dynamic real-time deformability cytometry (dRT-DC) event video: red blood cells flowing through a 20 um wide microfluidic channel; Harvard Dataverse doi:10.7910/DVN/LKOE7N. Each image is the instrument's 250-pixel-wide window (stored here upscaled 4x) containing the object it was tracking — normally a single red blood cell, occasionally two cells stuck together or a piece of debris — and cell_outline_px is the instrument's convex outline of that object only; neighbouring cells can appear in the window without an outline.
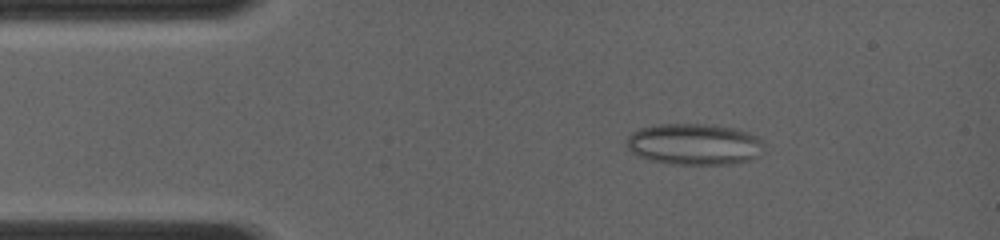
{"species": "common noctule bat (a hibernating species)", "species_latin": "Nyctalus noctula", "temperature_condition": "room temperature", "stored_images_in_passage": 7, "camera_frame_rate_fps": 4000, "um_per_image_px": 0.085, "animal": {"sex": "female", "body_mass_g": 19.0, "forearm_length_mm": 56.7}, "frame": {"image": 1, "passage_image": 1, "time_ms": 0.0, "image_size_px": [1000, 240], "cell_outline_px": [[764, 152], [752, 160], [732, 164], [672, 164], [652, 160], [636, 156], [628, 148], [628, 136], [632, 132], [640, 128], [656, 124], [712, 124], [736, 128], [748, 132], [756, 136], [764, 144]], "centroid_in_image_um": [59.05, 12.26], "position_along_channel_um": 25.9, "area_um2": 33.41}}
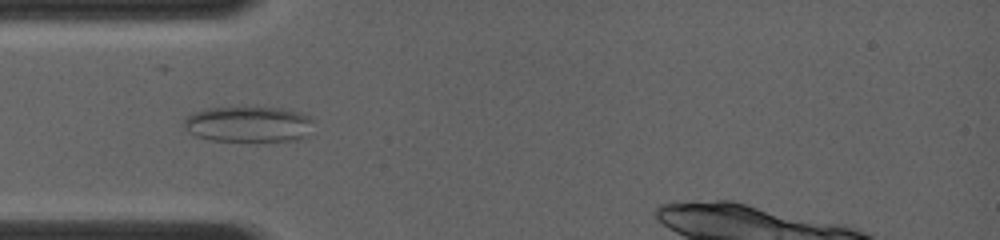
{"frame": {"image": 2, "passage_image": 4, "time_ms": 2.0, "image_size_px": [1000, 240], "cell_outline_px": [[312, 120], [304, 136], [300, 140], [256, 144], [212, 140], [196, 136], [188, 132], [180, 124], [188, 116], [196, 112], [208, 108], [280, 108], [300, 112], [308, 116]], "centroid_in_image_um": [21.08, 10.62], "position_along_channel_um": 63.9, "area_um2": 27.63}}
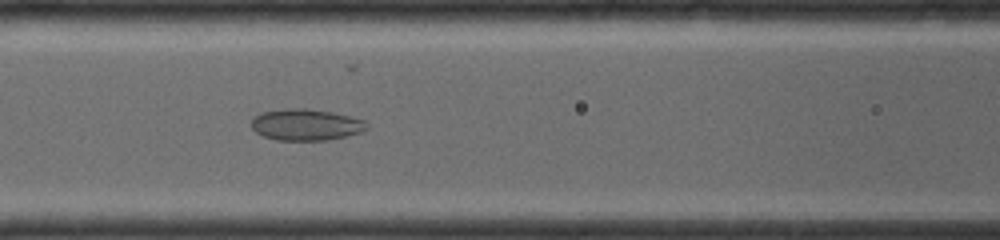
{"frame": {"image": 3, "passage_image": 7, "time_ms": 3.75, "image_size_px": [1000, 240], "cell_outline_px": [[368, 128], [364, 132], [328, 140], [276, 140], [264, 136], [256, 132], [252, 128], [252, 120], [256, 116], [264, 112], [284, 108], [308, 108], [332, 112], [364, 120], [368, 124]], "centroid_in_image_um": [26.04, 10.6], "position_along_channel_um": 140.6, "area_um2": 21.15}}